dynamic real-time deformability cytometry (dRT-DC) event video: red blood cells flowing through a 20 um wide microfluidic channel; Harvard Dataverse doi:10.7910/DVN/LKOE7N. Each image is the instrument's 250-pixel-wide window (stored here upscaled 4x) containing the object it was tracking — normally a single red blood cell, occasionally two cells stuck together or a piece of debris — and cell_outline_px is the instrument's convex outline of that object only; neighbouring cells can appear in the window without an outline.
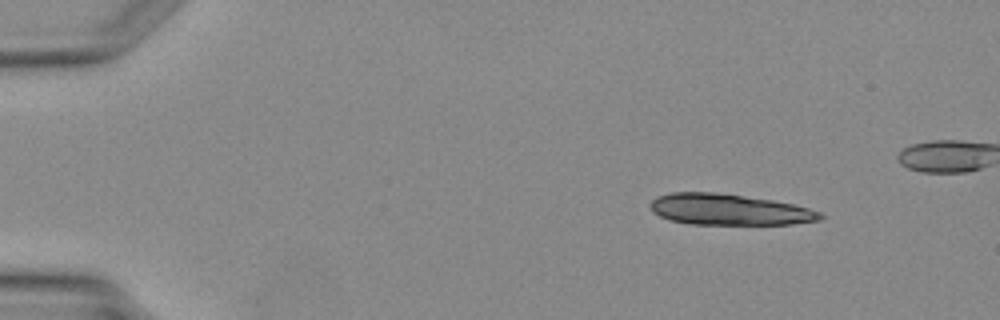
{"species": "Egyptian fruit bat (a non-hibernating species)", "species_latin": "Rousettus aegyptiacus", "temperature_condition": "warm", "stored_images_in_passage": 4, "camera_frame_rate_fps": 3000, "um_per_image_px": 0.085, "animal": {"sex": "female"}, "frame": {"image": 1, "passage_image": 4, "time_ms": 5.0, "image_size_px": [1000, 320], "cell_outline_px": [[824, 216], [820, 220], [792, 224], [688, 224], [668, 220], [652, 212], [648, 204], [656, 196], [672, 192], [716, 192], [772, 200], [792, 204], [808, 208], [820, 212]], "centroid_in_image_um": [61.91, 17.81], "position_along_channel_um": 23.1, "area_um2": 30.87}}